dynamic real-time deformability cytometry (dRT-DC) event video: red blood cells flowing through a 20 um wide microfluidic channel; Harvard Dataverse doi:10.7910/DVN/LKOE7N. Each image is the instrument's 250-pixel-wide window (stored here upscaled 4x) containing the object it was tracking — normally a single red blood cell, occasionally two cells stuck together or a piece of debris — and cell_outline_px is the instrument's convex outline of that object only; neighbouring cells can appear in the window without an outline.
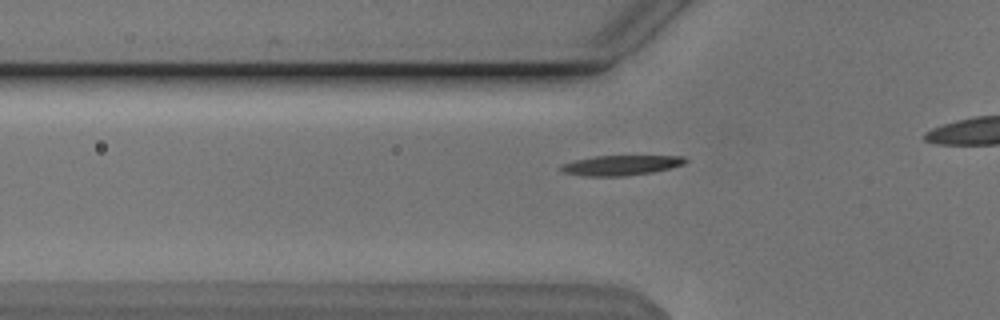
{"species": "Egyptian fruit bat (a non-hibernating species)", "species_latin": "Rousettus aegyptiacus", "temperature_condition": "cold", "stored_images_in_passage": 22, "camera_frame_rate_fps": 3000, "um_per_image_px": 0.085, "animal": {"sex": "male"}, "frame": {"image": 1, "passage_image": 7, "time_ms": 2.0, "image_size_px": [1000, 320], "cell_outline_px": [[688, 160], [684, 164], [652, 172], [624, 176], [584, 176], [564, 172], [560, 168], [560, 164], [572, 160], [596, 156], [684, 156]], "centroid_in_image_um": [52.74, 14.04], "position_along_channel_um": 73.1, "area_um2": 14.45}}
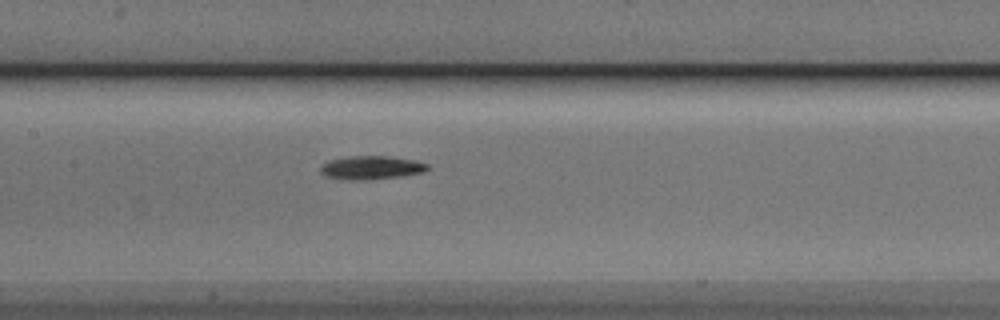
{"frame": {"image": 2, "passage_image": 15, "time_ms": 4.667, "image_size_px": [1000, 320], "cell_outline_px": [[428, 168], [424, 172], [400, 176], [364, 180], [352, 180], [324, 176], [320, 172], [320, 168], [328, 160], [348, 156], [388, 156], [412, 160], [428, 164]], "centroid_in_image_um": [31.52, 14.24], "position_along_channel_um": 175.9, "area_um2": 14.51}}
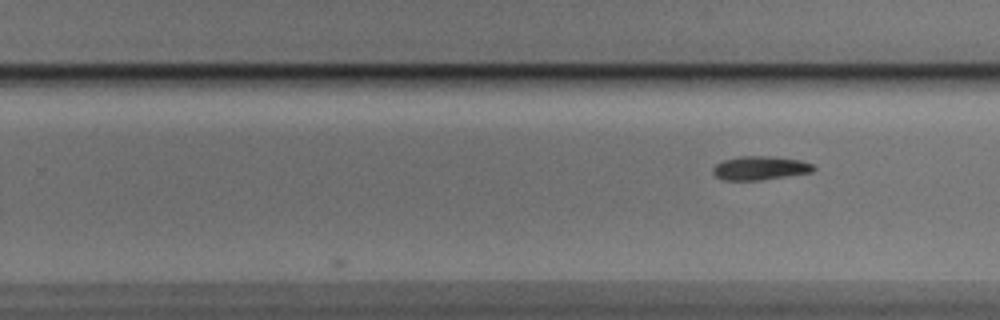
{"frame": {"image": 3, "passage_image": 22, "time_ms": 7.0, "image_size_px": [1000, 320], "cell_outline_px": [[816, 168], [812, 172], [760, 180], [724, 180], [716, 176], [712, 172], [712, 168], [716, 164], [724, 160], [740, 156], [772, 156], [800, 160], [812, 164]], "centroid_in_image_um": [64.6, 14.28], "position_along_channel_um": 265.2, "area_um2": 13.87}}